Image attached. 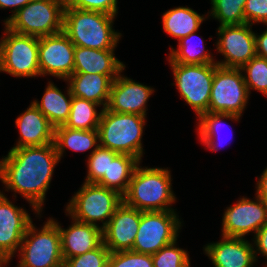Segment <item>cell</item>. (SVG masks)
I'll return each mask as SVG.
<instances>
[{"mask_svg":"<svg viewBox=\"0 0 267 267\" xmlns=\"http://www.w3.org/2000/svg\"><path fill=\"white\" fill-rule=\"evenodd\" d=\"M136 166L123 203L140 211H170L176 197L172 190L171 171L163 168Z\"/></svg>","mask_w":267,"mask_h":267,"instance_id":"obj_3","label":"cell"},{"mask_svg":"<svg viewBox=\"0 0 267 267\" xmlns=\"http://www.w3.org/2000/svg\"><path fill=\"white\" fill-rule=\"evenodd\" d=\"M255 194L261 199L262 203L267 208V168L264 169L261 177L257 181Z\"/></svg>","mask_w":267,"mask_h":267,"instance_id":"obj_40","label":"cell"},{"mask_svg":"<svg viewBox=\"0 0 267 267\" xmlns=\"http://www.w3.org/2000/svg\"><path fill=\"white\" fill-rule=\"evenodd\" d=\"M123 203V197L117 191L108 189L97 183L84 182L82 187L72 196L66 206V212L71 218L102 229L107 225L116 209Z\"/></svg>","mask_w":267,"mask_h":267,"instance_id":"obj_5","label":"cell"},{"mask_svg":"<svg viewBox=\"0 0 267 267\" xmlns=\"http://www.w3.org/2000/svg\"><path fill=\"white\" fill-rule=\"evenodd\" d=\"M240 69L249 94L255 89L267 97V59L256 55Z\"/></svg>","mask_w":267,"mask_h":267,"instance_id":"obj_31","label":"cell"},{"mask_svg":"<svg viewBox=\"0 0 267 267\" xmlns=\"http://www.w3.org/2000/svg\"><path fill=\"white\" fill-rule=\"evenodd\" d=\"M108 267H153V259L149 254L132 250L112 252Z\"/></svg>","mask_w":267,"mask_h":267,"instance_id":"obj_35","label":"cell"},{"mask_svg":"<svg viewBox=\"0 0 267 267\" xmlns=\"http://www.w3.org/2000/svg\"><path fill=\"white\" fill-rule=\"evenodd\" d=\"M198 37L199 36L196 34V32H193L190 35L183 37L178 41L179 42L177 46L178 49H173L170 46L171 49L168 58L169 63H180V64H191V65L216 64V61L214 60L213 56L205 49V44L204 40L202 39V36L199 38Z\"/></svg>","mask_w":267,"mask_h":267,"instance_id":"obj_27","label":"cell"},{"mask_svg":"<svg viewBox=\"0 0 267 267\" xmlns=\"http://www.w3.org/2000/svg\"><path fill=\"white\" fill-rule=\"evenodd\" d=\"M119 75L72 74L66 81L72 96L92 101L106 108L113 80Z\"/></svg>","mask_w":267,"mask_h":267,"instance_id":"obj_22","label":"cell"},{"mask_svg":"<svg viewBox=\"0 0 267 267\" xmlns=\"http://www.w3.org/2000/svg\"><path fill=\"white\" fill-rule=\"evenodd\" d=\"M246 0H211V10L207 16L217 19L220 26L246 24L244 7Z\"/></svg>","mask_w":267,"mask_h":267,"instance_id":"obj_30","label":"cell"},{"mask_svg":"<svg viewBox=\"0 0 267 267\" xmlns=\"http://www.w3.org/2000/svg\"><path fill=\"white\" fill-rule=\"evenodd\" d=\"M253 248L256 261L258 260L257 254H262L267 260V224L263 225L254 235ZM256 246V247H255ZM267 267V263L266 266Z\"/></svg>","mask_w":267,"mask_h":267,"instance_id":"obj_38","label":"cell"},{"mask_svg":"<svg viewBox=\"0 0 267 267\" xmlns=\"http://www.w3.org/2000/svg\"><path fill=\"white\" fill-rule=\"evenodd\" d=\"M33 221L23 236L18 252V267H54L63 262L61 253V235L54 218L36 229Z\"/></svg>","mask_w":267,"mask_h":267,"instance_id":"obj_7","label":"cell"},{"mask_svg":"<svg viewBox=\"0 0 267 267\" xmlns=\"http://www.w3.org/2000/svg\"><path fill=\"white\" fill-rule=\"evenodd\" d=\"M117 0H65V7L99 11L112 16H117Z\"/></svg>","mask_w":267,"mask_h":267,"instance_id":"obj_36","label":"cell"},{"mask_svg":"<svg viewBox=\"0 0 267 267\" xmlns=\"http://www.w3.org/2000/svg\"><path fill=\"white\" fill-rule=\"evenodd\" d=\"M59 161L54 143L11 148L6 157L0 160V180L5 185V191L20 194L40 215Z\"/></svg>","mask_w":267,"mask_h":267,"instance_id":"obj_1","label":"cell"},{"mask_svg":"<svg viewBox=\"0 0 267 267\" xmlns=\"http://www.w3.org/2000/svg\"><path fill=\"white\" fill-rule=\"evenodd\" d=\"M114 19L99 11L65 7L63 32L75 47L115 50L122 34L113 29Z\"/></svg>","mask_w":267,"mask_h":267,"instance_id":"obj_2","label":"cell"},{"mask_svg":"<svg viewBox=\"0 0 267 267\" xmlns=\"http://www.w3.org/2000/svg\"><path fill=\"white\" fill-rule=\"evenodd\" d=\"M66 91L67 95L49 81L41 101L32 102L54 127L64 125L68 120L73 98L69 85Z\"/></svg>","mask_w":267,"mask_h":267,"instance_id":"obj_23","label":"cell"},{"mask_svg":"<svg viewBox=\"0 0 267 267\" xmlns=\"http://www.w3.org/2000/svg\"><path fill=\"white\" fill-rule=\"evenodd\" d=\"M110 251L103 242L95 249L84 254L68 258L70 267H108Z\"/></svg>","mask_w":267,"mask_h":267,"instance_id":"obj_34","label":"cell"},{"mask_svg":"<svg viewBox=\"0 0 267 267\" xmlns=\"http://www.w3.org/2000/svg\"><path fill=\"white\" fill-rule=\"evenodd\" d=\"M255 45L256 55L267 59V28L260 35L255 33Z\"/></svg>","mask_w":267,"mask_h":267,"instance_id":"obj_41","label":"cell"},{"mask_svg":"<svg viewBox=\"0 0 267 267\" xmlns=\"http://www.w3.org/2000/svg\"><path fill=\"white\" fill-rule=\"evenodd\" d=\"M255 197L254 201L240 198L233 206L227 207L222 217L221 236L245 238L267 224V208L257 195Z\"/></svg>","mask_w":267,"mask_h":267,"instance_id":"obj_14","label":"cell"},{"mask_svg":"<svg viewBox=\"0 0 267 267\" xmlns=\"http://www.w3.org/2000/svg\"><path fill=\"white\" fill-rule=\"evenodd\" d=\"M154 89L123 76L121 73L113 80L107 110L116 113L138 114L146 117L147 101Z\"/></svg>","mask_w":267,"mask_h":267,"instance_id":"obj_16","label":"cell"},{"mask_svg":"<svg viewBox=\"0 0 267 267\" xmlns=\"http://www.w3.org/2000/svg\"><path fill=\"white\" fill-rule=\"evenodd\" d=\"M31 0H0V9L3 8L4 9H9V8H13V10L11 11L12 14L10 15V17L7 19H5L3 22L4 24L15 14L17 13L21 8H23L24 6H26Z\"/></svg>","mask_w":267,"mask_h":267,"instance_id":"obj_39","label":"cell"},{"mask_svg":"<svg viewBox=\"0 0 267 267\" xmlns=\"http://www.w3.org/2000/svg\"><path fill=\"white\" fill-rule=\"evenodd\" d=\"M32 222L24 208L15 206L0 190V262L8 264L21 246Z\"/></svg>","mask_w":267,"mask_h":267,"instance_id":"obj_15","label":"cell"},{"mask_svg":"<svg viewBox=\"0 0 267 267\" xmlns=\"http://www.w3.org/2000/svg\"><path fill=\"white\" fill-rule=\"evenodd\" d=\"M54 144L60 159L63 157L66 148L77 152H85L93 147L95 150L99 147L98 129L78 130L63 125L55 127Z\"/></svg>","mask_w":267,"mask_h":267,"instance_id":"obj_26","label":"cell"},{"mask_svg":"<svg viewBox=\"0 0 267 267\" xmlns=\"http://www.w3.org/2000/svg\"><path fill=\"white\" fill-rule=\"evenodd\" d=\"M101 105L85 99L72 98L71 110L64 127L78 130H96L100 123L102 110L97 112Z\"/></svg>","mask_w":267,"mask_h":267,"instance_id":"obj_28","label":"cell"},{"mask_svg":"<svg viewBox=\"0 0 267 267\" xmlns=\"http://www.w3.org/2000/svg\"><path fill=\"white\" fill-rule=\"evenodd\" d=\"M2 67V39H0V71Z\"/></svg>","mask_w":267,"mask_h":267,"instance_id":"obj_42","label":"cell"},{"mask_svg":"<svg viewBox=\"0 0 267 267\" xmlns=\"http://www.w3.org/2000/svg\"><path fill=\"white\" fill-rule=\"evenodd\" d=\"M20 137L13 148L44 146L54 143L55 127L31 102L27 110L15 121Z\"/></svg>","mask_w":267,"mask_h":267,"instance_id":"obj_20","label":"cell"},{"mask_svg":"<svg viewBox=\"0 0 267 267\" xmlns=\"http://www.w3.org/2000/svg\"><path fill=\"white\" fill-rule=\"evenodd\" d=\"M75 46L63 32L39 37L40 76L51 75L66 81L74 69Z\"/></svg>","mask_w":267,"mask_h":267,"instance_id":"obj_13","label":"cell"},{"mask_svg":"<svg viewBox=\"0 0 267 267\" xmlns=\"http://www.w3.org/2000/svg\"><path fill=\"white\" fill-rule=\"evenodd\" d=\"M244 16L247 24L260 22L267 25V0H246Z\"/></svg>","mask_w":267,"mask_h":267,"instance_id":"obj_37","label":"cell"},{"mask_svg":"<svg viewBox=\"0 0 267 267\" xmlns=\"http://www.w3.org/2000/svg\"><path fill=\"white\" fill-rule=\"evenodd\" d=\"M176 244L177 240L151 255L153 267H190L189 254Z\"/></svg>","mask_w":267,"mask_h":267,"instance_id":"obj_32","label":"cell"},{"mask_svg":"<svg viewBox=\"0 0 267 267\" xmlns=\"http://www.w3.org/2000/svg\"><path fill=\"white\" fill-rule=\"evenodd\" d=\"M141 211L122 203L102 229L103 244L110 253L132 250L138 232Z\"/></svg>","mask_w":267,"mask_h":267,"instance_id":"obj_17","label":"cell"},{"mask_svg":"<svg viewBox=\"0 0 267 267\" xmlns=\"http://www.w3.org/2000/svg\"><path fill=\"white\" fill-rule=\"evenodd\" d=\"M180 97L199 118L208 112L211 87L217 64L169 63Z\"/></svg>","mask_w":267,"mask_h":267,"instance_id":"obj_8","label":"cell"},{"mask_svg":"<svg viewBox=\"0 0 267 267\" xmlns=\"http://www.w3.org/2000/svg\"><path fill=\"white\" fill-rule=\"evenodd\" d=\"M252 25L219 26L216 48L224 60L216 64L225 68H241L256 56L255 32Z\"/></svg>","mask_w":267,"mask_h":267,"instance_id":"obj_12","label":"cell"},{"mask_svg":"<svg viewBox=\"0 0 267 267\" xmlns=\"http://www.w3.org/2000/svg\"><path fill=\"white\" fill-rule=\"evenodd\" d=\"M2 67L0 72L14 77H37L39 69V37L23 35L4 27Z\"/></svg>","mask_w":267,"mask_h":267,"instance_id":"obj_10","label":"cell"},{"mask_svg":"<svg viewBox=\"0 0 267 267\" xmlns=\"http://www.w3.org/2000/svg\"><path fill=\"white\" fill-rule=\"evenodd\" d=\"M119 153L108 148L97 147L88 156L87 177L85 182L96 183L104 174H107L109 158H115Z\"/></svg>","mask_w":267,"mask_h":267,"instance_id":"obj_33","label":"cell"},{"mask_svg":"<svg viewBox=\"0 0 267 267\" xmlns=\"http://www.w3.org/2000/svg\"><path fill=\"white\" fill-rule=\"evenodd\" d=\"M114 51L75 47L73 74L119 75L126 66Z\"/></svg>","mask_w":267,"mask_h":267,"instance_id":"obj_21","label":"cell"},{"mask_svg":"<svg viewBox=\"0 0 267 267\" xmlns=\"http://www.w3.org/2000/svg\"><path fill=\"white\" fill-rule=\"evenodd\" d=\"M146 117L116 113L104 108L98 125L99 146L136 157H143L142 136Z\"/></svg>","mask_w":267,"mask_h":267,"instance_id":"obj_4","label":"cell"},{"mask_svg":"<svg viewBox=\"0 0 267 267\" xmlns=\"http://www.w3.org/2000/svg\"><path fill=\"white\" fill-rule=\"evenodd\" d=\"M177 212L141 211L140 224L132 251L153 255L179 236L181 221Z\"/></svg>","mask_w":267,"mask_h":267,"instance_id":"obj_9","label":"cell"},{"mask_svg":"<svg viewBox=\"0 0 267 267\" xmlns=\"http://www.w3.org/2000/svg\"><path fill=\"white\" fill-rule=\"evenodd\" d=\"M206 18L209 16L200 15L190 7L179 6L163 13V30L179 41L181 38L197 32Z\"/></svg>","mask_w":267,"mask_h":267,"instance_id":"obj_24","label":"cell"},{"mask_svg":"<svg viewBox=\"0 0 267 267\" xmlns=\"http://www.w3.org/2000/svg\"><path fill=\"white\" fill-rule=\"evenodd\" d=\"M71 219L73 222L67 229L61 227L57 222L61 235V253L64 261L91 251L103 242L100 226Z\"/></svg>","mask_w":267,"mask_h":267,"instance_id":"obj_19","label":"cell"},{"mask_svg":"<svg viewBox=\"0 0 267 267\" xmlns=\"http://www.w3.org/2000/svg\"><path fill=\"white\" fill-rule=\"evenodd\" d=\"M215 267H252L257 262L252 243L245 238L224 237L203 248Z\"/></svg>","mask_w":267,"mask_h":267,"instance_id":"obj_18","label":"cell"},{"mask_svg":"<svg viewBox=\"0 0 267 267\" xmlns=\"http://www.w3.org/2000/svg\"><path fill=\"white\" fill-rule=\"evenodd\" d=\"M224 118L238 122L241 116L229 113H204L198 118L197 133L199 140H201L202 145H206L205 147L213 152H217L220 143L223 144L224 142V140L217 139L221 126L226 124L223 122Z\"/></svg>","mask_w":267,"mask_h":267,"instance_id":"obj_29","label":"cell"},{"mask_svg":"<svg viewBox=\"0 0 267 267\" xmlns=\"http://www.w3.org/2000/svg\"><path fill=\"white\" fill-rule=\"evenodd\" d=\"M3 266L5 267V266H7V264L0 262V267H3Z\"/></svg>","mask_w":267,"mask_h":267,"instance_id":"obj_44","label":"cell"},{"mask_svg":"<svg viewBox=\"0 0 267 267\" xmlns=\"http://www.w3.org/2000/svg\"><path fill=\"white\" fill-rule=\"evenodd\" d=\"M140 161L128 154H118L109 158L107 174H104L96 183L124 195L128 189L133 172Z\"/></svg>","mask_w":267,"mask_h":267,"instance_id":"obj_25","label":"cell"},{"mask_svg":"<svg viewBox=\"0 0 267 267\" xmlns=\"http://www.w3.org/2000/svg\"><path fill=\"white\" fill-rule=\"evenodd\" d=\"M65 0H31L4 25L13 32L36 37L63 31Z\"/></svg>","mask_w":267,"mask_h":267,"instance_id":"obj_6","label":"cell"},{"mask_svg":"<svg viewBox=\"0 0 267 267\" xmlns=\"http://www.w3.org/2000/svg\"><path fill=\"white\" fill-rule=\"evenodd\" d=\"M54 267H70V266L66 263V261H63V262H61L60 264H58V265H56Z\"/></svg>","mask_w":267,"mask_h":267,"instance_id":"obj_43","label":"cell"},{"mask_svg":"<svg viewBox=\"0 0 267 267\" xmlns=\"http://www.w3.org/2000/svg\"><path fill=\"white\" fill-rule=\"evenodd\" d=\"M243 75L240 68L215 69L207 113L243 115L250 95Z\"/></svg>","mask_w":267,"mask_h":267,"instance_id":"obj_11","label":"cell"}]
</instances>
